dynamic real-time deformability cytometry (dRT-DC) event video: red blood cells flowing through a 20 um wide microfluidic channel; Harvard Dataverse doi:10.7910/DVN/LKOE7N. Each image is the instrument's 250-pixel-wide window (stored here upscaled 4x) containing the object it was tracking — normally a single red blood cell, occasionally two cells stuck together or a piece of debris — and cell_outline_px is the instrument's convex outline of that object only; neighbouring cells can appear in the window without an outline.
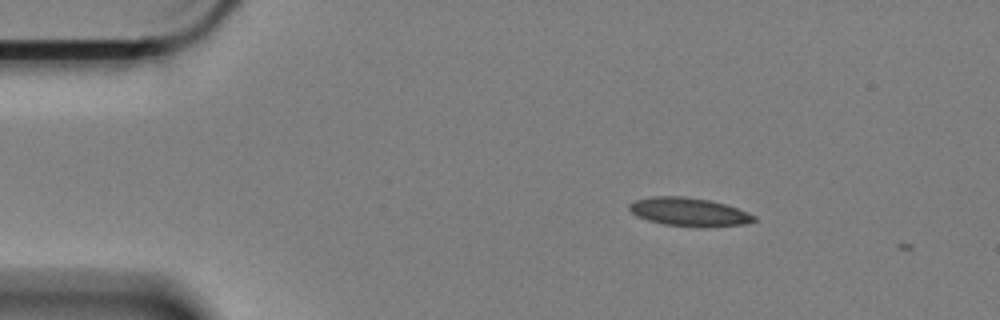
{"species": "Egyptian fruit bat (a non-hibernating species)", "species_latin": "Rousettus aegyptiacus", "temperature_condition": "cold", "stored_images_in_passage": 2, "camera_frame_rate_fps": 3000, "um_per_image_px": 0.085, "animal": {"sex": "female"}, "frame": {"image": 1, "passage_image": 1, "time_ms": 0.0, "image_size_px": [1000, 320], "cell_outline_px": [[756, 220], [744, 224], [664, 224], [648, 220], [632, 212], [628, 208], [628, 204], [636, 200], [652, 196], [684, 196], [708, 200], [724, 204], [748, 212], [756, 216]], "centroid_in_image_um": [58.51, 17.95], "position_along_channel_um": 26.5, "area_um2": 19.42}}